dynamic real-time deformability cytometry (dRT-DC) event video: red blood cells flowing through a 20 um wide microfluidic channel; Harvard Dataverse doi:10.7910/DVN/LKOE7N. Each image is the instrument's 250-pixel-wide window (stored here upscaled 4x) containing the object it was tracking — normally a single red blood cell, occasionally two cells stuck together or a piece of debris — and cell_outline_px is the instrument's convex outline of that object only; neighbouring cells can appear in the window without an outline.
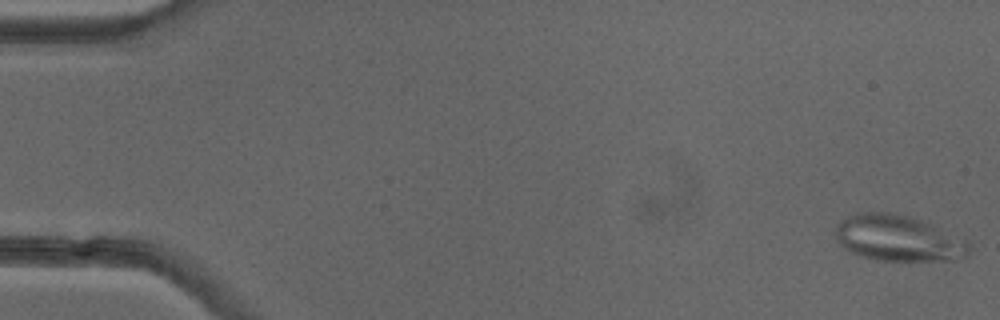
{"species": "common noctule bat (a hibernating species)", "species_latin": "Nyctalus noctula", "temperature_condition": "cold", "stored_images_in_passage": 51, "segment_of_instrument_passage": [1, 2], "camera_frame_rate_fps": 3000, "um_per_image_px": 0.085, "animal": {"sex": "female"}, "frame": {"image": 1, "passage_image": 1, "time_ms": 0.0, "image_size_px": [1000, 320], "cell_outline_px": [[972, 248], [968, 256], [964, 260], [876, 260], [852, 252], [844, 248], [836, 240], [832, 232], [836, 224], [840, 220], [856, 212], [888, 212], [908, 216], [932, 224], [968, 240], [972, 244]], "centroid_in_image_um": [76.37, 20.25], "position_along_channel_um": 8.6, "area_um2": 36.41}}